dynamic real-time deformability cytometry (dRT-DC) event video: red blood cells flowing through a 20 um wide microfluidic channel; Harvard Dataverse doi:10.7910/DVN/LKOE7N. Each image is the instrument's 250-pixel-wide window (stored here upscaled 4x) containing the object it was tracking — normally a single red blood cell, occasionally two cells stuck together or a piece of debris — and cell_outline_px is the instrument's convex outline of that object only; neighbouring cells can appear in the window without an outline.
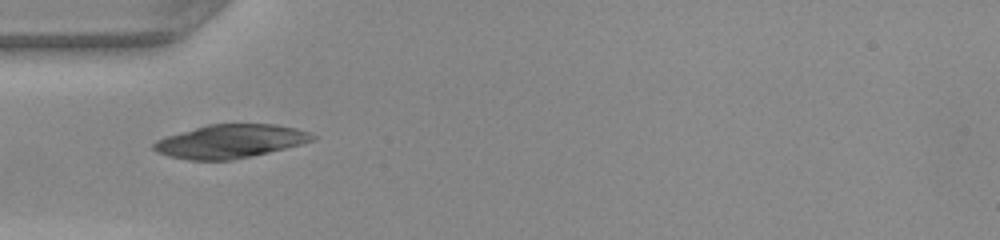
{"species": "common noctule bat (a hibernating species)", "species_latin": "Nyctalus noctula", "temperature_condition": "warm", "stored_images_in_passage": 34, "camera_frame_rate_fps": 3000, "um_per_image_px": 0.085, "animal": {"sex": "female", "body_mass_g": 22.0, "forearm_length_mm": 56.7}, "frame": {"image": 1, "passage_image": 1, "time_ms": 0.0, "image_size_px": [1000, 240], "cell_outline_px": [[316, 136], [312, 140], [300, 144], [252, 156], [232, 160], [188, 160], [168, 156], [156, 152], [152, 148], [152, 144], [156, 140], [168, 136], [208, 124], [276, 124], [296, 128], [308, 132]], "centroid_in_image_um": [19.54, 12.01], "position_along_channel_um": 65.5, "area_um2": 30.75}}
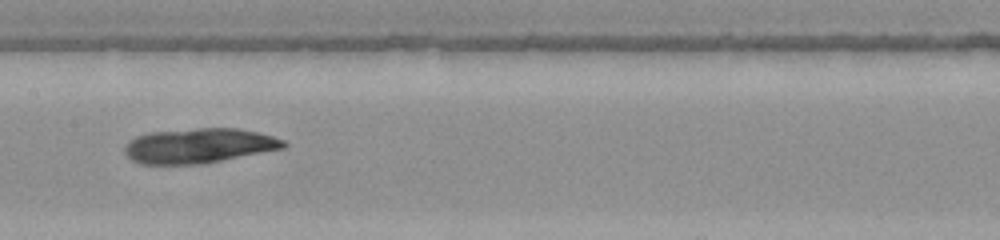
{"frame": {"image": 2, "passage_image": 10, "time_ms": 3.0, "image_size_px": [1000, 240], "cell_outline_px": [[288, 144], [284, 148], [200, 164], [140, 164], [132, 160], [124, 152], [124, 148], [136, 136], [148, 132], [200, 128], [236, 128], [256, 132], [272, 136], [284, 140]], "centroid_in_image_um": [16.9, 12.38], "position_along_channel_um": 190.5, "area_um2": 31.96}}
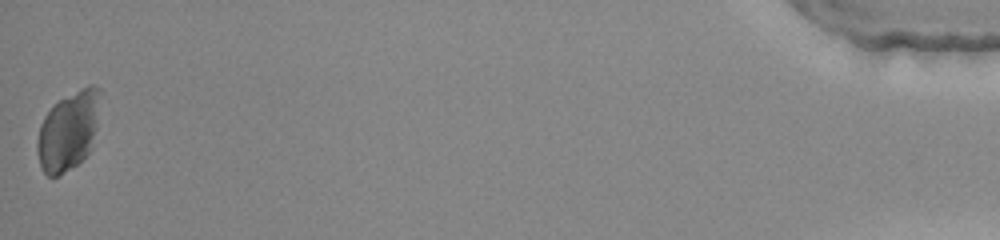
{"frame": {"image": 3, "passage_image": 34, "time_ms": 11.0, "image_size_px": [1000, 240], "cell_outline_px": [[100, 92], [96, 128], [88, 152], [76, 164], [56, 176], [48, 176], [40, 168], [36, 148], [36, 140], [40, 124], [44, 116], [60, 100], [88, 84], [96, 84], [100, 88]], "centroid_in_image_um": [5.78, 11.1], "position_along_channel_um": 429.4, "area_um2": 28.5}}